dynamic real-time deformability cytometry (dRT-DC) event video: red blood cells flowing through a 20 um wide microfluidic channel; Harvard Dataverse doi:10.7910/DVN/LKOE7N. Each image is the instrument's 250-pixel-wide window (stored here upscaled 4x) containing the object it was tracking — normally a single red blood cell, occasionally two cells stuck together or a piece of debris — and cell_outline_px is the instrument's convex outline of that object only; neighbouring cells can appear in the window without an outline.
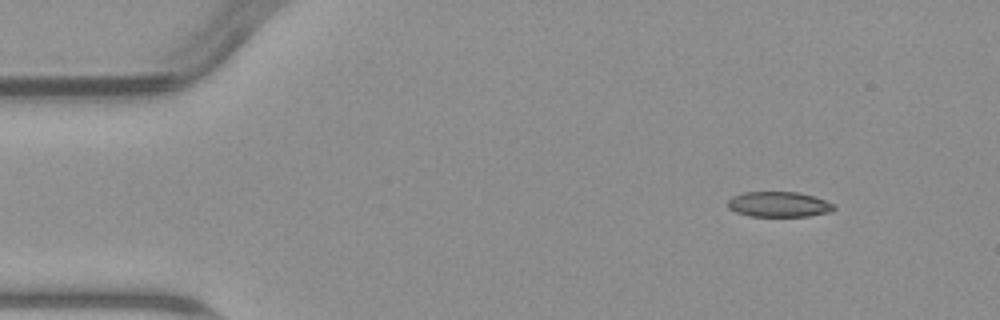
{"species": "common noctule bat (a hibernating species)", "species_latin": "Nyctalus noctula", "temperature_condition": "warm", "stored_images_in_passage": 7, "camera_frame_rate_fps": 3000, "um_per_image_px": 0.085, "animal": {"sex": "male", "body_mass_g": 23.1, "forearm_length_mm": 52.7}, "frame": {"image": 1, "passage_image": 1, "time_ms": 0.0, "image_size_px": [1000, 320], "cell_outline_px": [[836, 208], [832, 212], [808, 216], [748, 216], [736, 212], [728, 208], [728, 200], [732, 196], [744, 192], [796, 192], [812, 196], [836, 204]], "centroid_in_image_um": [66.21, 17.37], "position_along_channel_um": 18.8, "area_um2": 15.72}}
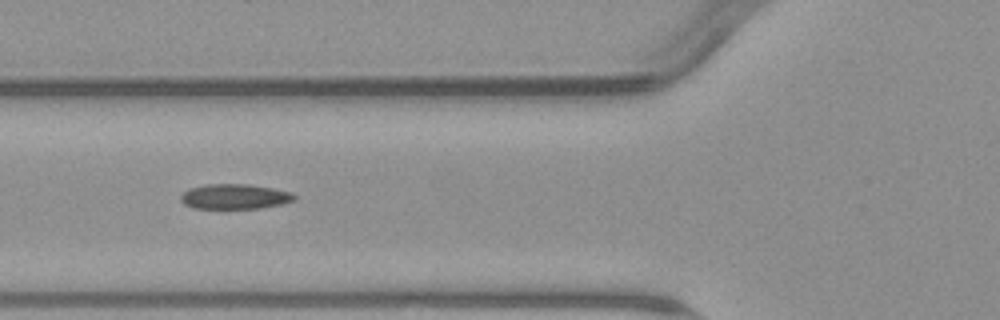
{"frame": {"image": 2, "passage_image": 5, "time_ms": 4.667, "image_size_px": [1000, 320], "cell_outline_px": [[296, 200], [284, 204], [260, 208], [192, 208], [184, 204], [180, 200], [180, 196], [188, 188], [204, 184], [248, 184], [272, 188], [292, 192], [296, 196]], "centroid_in_image_um": [19.96, 16.7], "position_along_channel_um": 105.8, "area_um2": 16.76}}
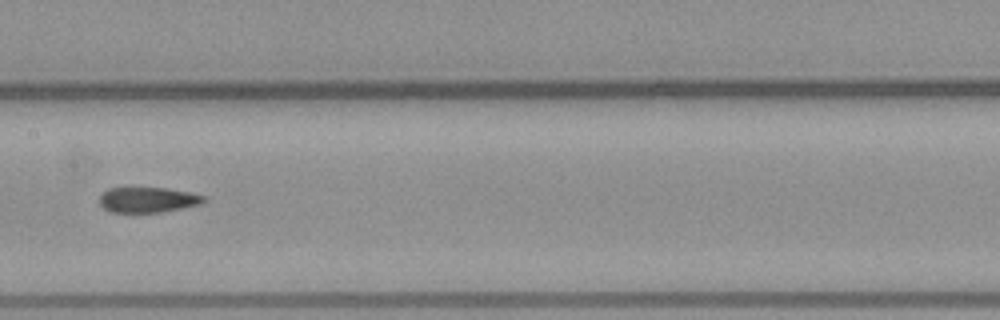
{"frame": {"image": 3, "passage_image": 7, "time_ms": 7.0, "image_size_px": [1000, 320], "cell_outline_px": [[204, 200], [200, 204], [160, 212], [112, 212], [104, 208], [100, 204], [100, 196], [108, 188], [168, 188], [192, 192], [204, 196]], "centroid_in_image_um": [12.56, 16.97], "position_along_channel_um": 194.8, "area_um2": 15.2}}